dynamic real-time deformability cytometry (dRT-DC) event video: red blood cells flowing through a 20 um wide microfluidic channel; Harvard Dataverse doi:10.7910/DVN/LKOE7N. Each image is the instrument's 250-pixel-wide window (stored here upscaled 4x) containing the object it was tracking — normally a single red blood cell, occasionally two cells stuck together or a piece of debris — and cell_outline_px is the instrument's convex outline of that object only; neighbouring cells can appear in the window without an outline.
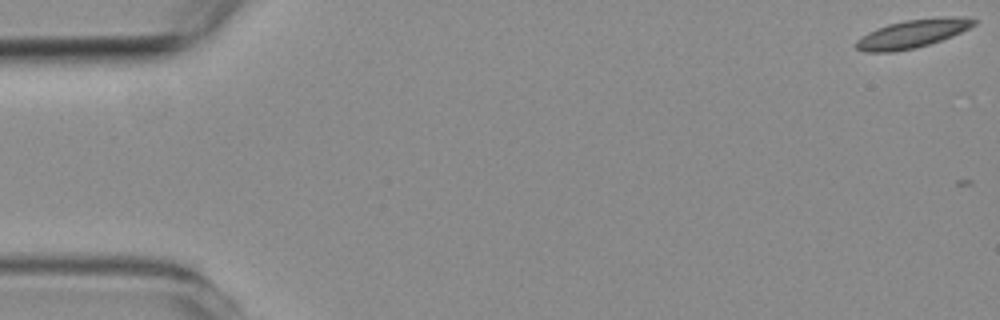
{"species": "common noctule bat (a hibernating species)", "species_latin": "Nyctalus noctula", "temperature_condition": "room temperature", "stored_images_in_passage": 3, "camera_frame_rate_fps": 3000, "um_per_image_px": 0.085, "animal": {"sex": "female", "body_mass_g": 19.3, "forearm_length_mm": 54.1}, "frame": {"image": 1, "passage_image": 1, "time_ms": 0.0, "image_size_px": [1000, 320], "cell_outline_px": [[976, 24], [952, 36], [916, 48], [896, 52], [864, 52], [856, 48], [856, 40], [868, 32], [888, 24], [908, 20], [944, 16], [960, 16], [976, 20]], "centroid_in_image_um": [77.55, 2.87], "position_along_channel_um": 7.5, "area_um2": 19.31}}